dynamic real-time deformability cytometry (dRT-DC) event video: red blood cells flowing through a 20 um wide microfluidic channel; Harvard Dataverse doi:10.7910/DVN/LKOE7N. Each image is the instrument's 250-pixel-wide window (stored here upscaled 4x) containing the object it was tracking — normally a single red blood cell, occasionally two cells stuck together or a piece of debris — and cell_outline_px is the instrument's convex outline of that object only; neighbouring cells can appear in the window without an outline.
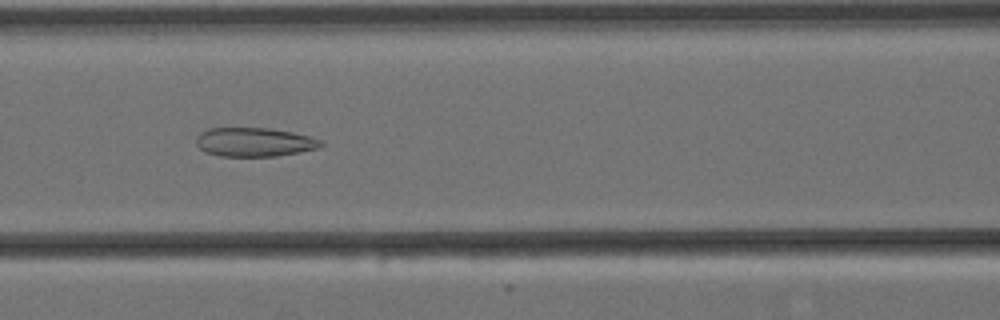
{"species": "Egyptian fruit bat (a non-hibernating species)", "species_latin": "Rousettus aegyptiacus", "temperature_condition": "cold", "stored_images_in_passage": 8, "camera_frame_rate_fps": 3000, "um_per_image_px": 0.085, "animal": {"sex": "female"}, "frame": {"image": 1, "passage_image": 7, "time_ms": 2.0, "image_size_px": [1000, 320], "cell_outline_px": [[324, 144], [316, 148], [300, 152], [276, 156], [220, 156], [204, 152], [196, 144], [196, 136], [200, 132], [208, 128], [268, 128], [292, 132], [312, 136], [324, 140]], "centroid_in_image_um": [21.62, 12.07], "position_along_channel_um": 145.0, "area_um2": 21.21}}
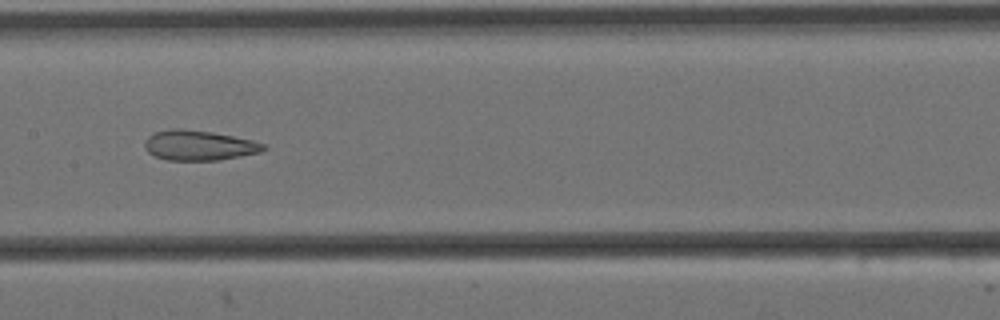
{"frame": {"image": 2, "passage_image": 8, "time_ms": 2.333, "image_size_px": [1000, 320], "cell_outline_px": [[268, 148], [260, 152], [220, 160], [168, 160], [152, 156], [144, 148], [144, 140], [148, 136], [156, 132], [172, 128], [180, 128], [212, 132], [252, 140], [264, 144]], "centroid_in_image_um": [16.87, 12.36], "position_along_channel_um": 190.5, "area_um2": 20.87}}